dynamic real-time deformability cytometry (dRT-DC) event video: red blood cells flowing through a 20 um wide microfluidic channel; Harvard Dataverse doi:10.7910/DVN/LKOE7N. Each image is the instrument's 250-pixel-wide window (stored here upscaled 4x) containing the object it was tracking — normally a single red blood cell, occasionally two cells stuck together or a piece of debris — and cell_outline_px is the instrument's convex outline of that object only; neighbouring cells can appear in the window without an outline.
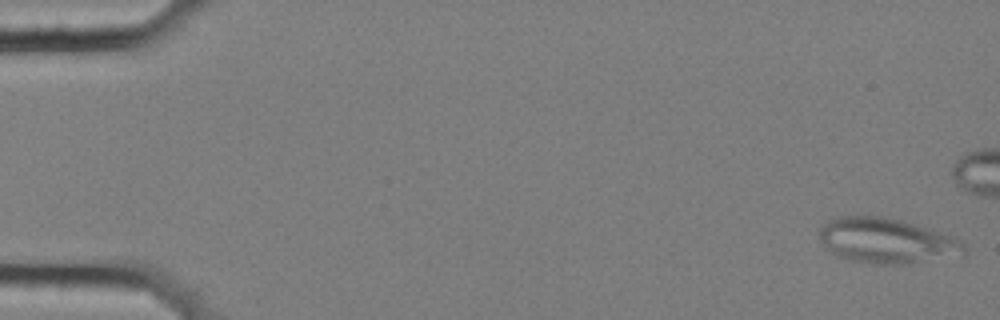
{"species": "common noctule bat (a hibernating species)", "species_latin": "Nyctalus noctula", "temperature_condition": "cold", "stored_images_in_passage": 59, "camera_frame_rate_fps": 3000, "um_per_image_px": 0.085, "animal": {"sex": "female", "body_mass_g": 25.1}, "frame": {"image": 1, "passage_image": 1, "time_ms": 0.0, "image_size_px": [1000, 320], "cell_outline_px": [[964, 256], [904, 264], [872, 264], [852, 260], [836, 256], [820, 240], [820, 228], [828, 220], [836, 216], [884, 216], [900, 220], [952, 236], [960, 240], [964, 244]], "centroid_in_image_um": [75.37, 20.47], "position_along_channel_um": 9.6, "area_um2": 38.03}}
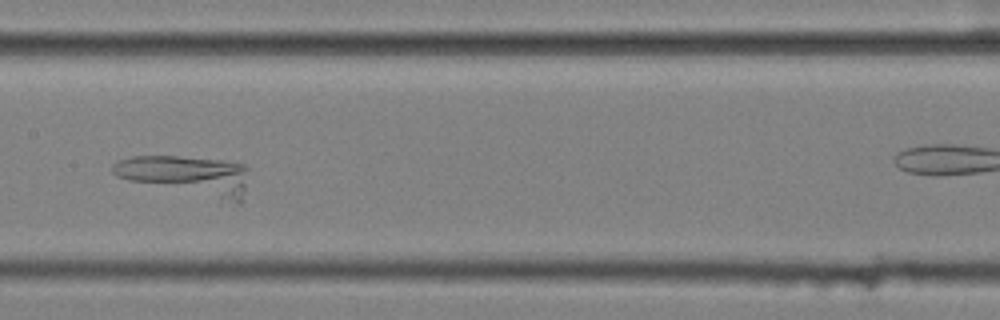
{"frame": {"image": 2, "passage_image": 29, "time_ms": 9.333, "image_size_px": [1000, 320], "cell_outline_px": [[248, 168], [244, 188], [240, 204], [232, 208], [128, 180], [116, 176], [112, 172], [112, 164], [120, 160], [132, 156], [180, 156], [224, 160], [244, 164]], "centroid_in_image_um": [15.96, 15.02], "position_along_channel_um": 191.4, "area_um2": 33.35}}
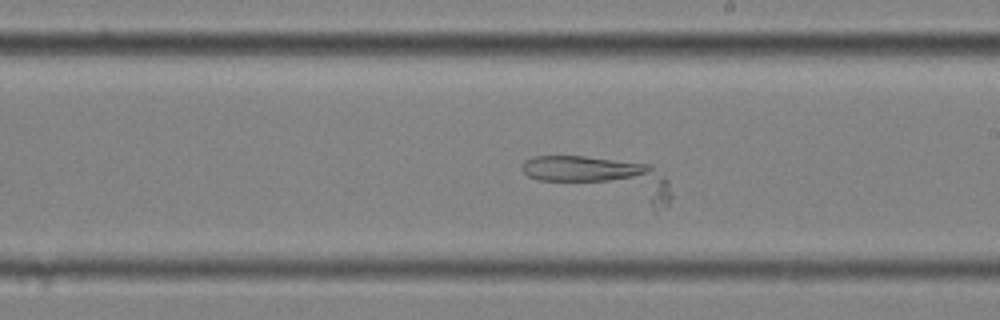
{"frame": {"image": 3, "passage_image": 33, "time_ms": 10.667, "image_size_px": [1000, 320], "cell_outline_px": [[672, 196], [668, 204], [656, 212], [652, 212], [540, 180], [528, 176], [520, 168], [520, 164], [524, 160], [532, 156], [584, 156], [652, 164], [668, 180]], "centroid_in_image_um": [51.36, 15.22], "position_along_channel_um": 237.6, "area_um2": 37.57}}